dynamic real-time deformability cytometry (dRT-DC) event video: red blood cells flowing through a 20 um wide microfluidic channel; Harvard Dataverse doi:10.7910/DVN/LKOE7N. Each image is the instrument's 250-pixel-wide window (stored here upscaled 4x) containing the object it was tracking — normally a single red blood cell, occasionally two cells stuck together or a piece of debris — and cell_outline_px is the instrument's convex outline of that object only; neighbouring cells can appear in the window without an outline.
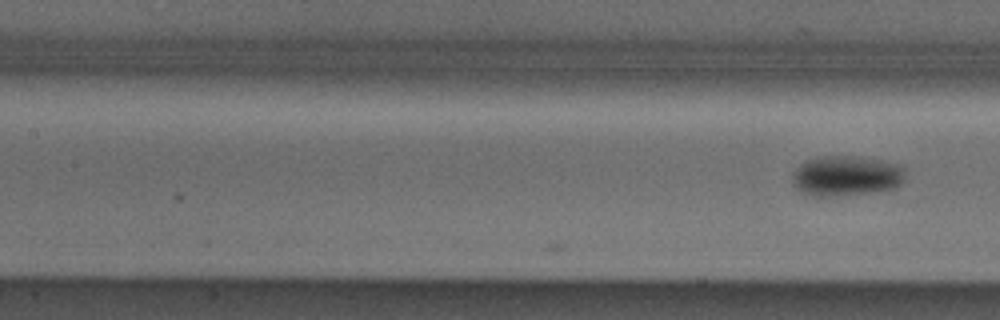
{"species": "Egyptian fruit bat (a non-hibernating species)", "species_latin": "Rousettus aegyptiacus", "temperature_condition": "cold", "stored_images_in_passage": 6, "camera_frame_rate_fps": 3000, "um_per_image_px": 0.085, "animal": {"sex": "male"}, "frame": {"image": 1, "passage_image": 6, "time_ms": 1.667, "image_size_px": [1000, 320], "cell_outline_px": [[904, 180], [900, 184], [892, 188], [868, 192], [828, 196], [812, 196], [800, 192], [796, 188], [792, 180], [792, 172], [804, 160], [816, 156], [856, 156], [884, 160], [896, 164], [904, 168]], "centroid_in_image_um": [71.87, 14.92], "position_along_channel_um": 135.5, "area_um2": 26.53}}